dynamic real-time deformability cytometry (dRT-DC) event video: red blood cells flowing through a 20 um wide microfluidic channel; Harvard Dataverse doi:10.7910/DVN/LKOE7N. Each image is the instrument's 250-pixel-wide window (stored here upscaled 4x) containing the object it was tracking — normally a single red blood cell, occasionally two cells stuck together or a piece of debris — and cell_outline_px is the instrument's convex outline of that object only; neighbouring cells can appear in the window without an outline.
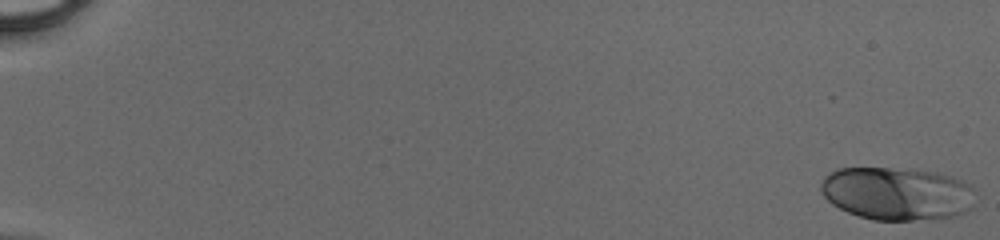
{"species": "human", "species_latin": "Homo sapiens", "temperature_condition": "cold", "stored_images_in_passage": 50, "camera_frame_rate_fps": 3000, "um_per_image_px": 0.085, "donor": {"sex": "male"}, "frame": {"image": 1, "passage_image": 1, "time_ms": 0.0, "image_size_px": [1000, 240], "cell_outline_px": [[976, 192], [972, 208], [964, 212], [952, 216], [912, 220], [872, 220], [848, 212], [832, 204], [820, 192], [820, 184], [824, 176], [828, 172], [836, 168], [888, 168], [936, 172], [952, 176], [964, 180], [972, 184]], "centroid_in_image_um": [76.25, 16.44], "position_along_channel_um": 8.7, "area_um2": 48.09}}
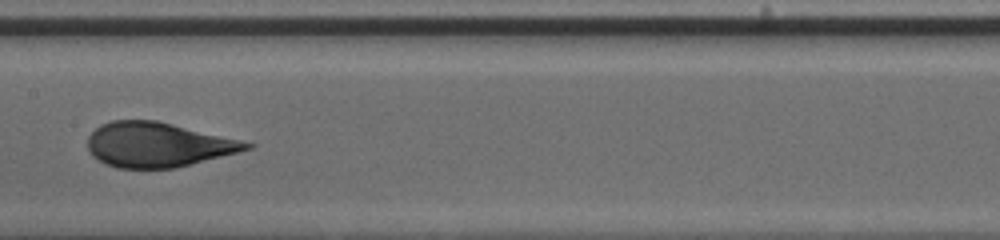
{"frame": {"image": 2, "passage_image": 28, "time_ms": 9.0, "image_size_px": [1000, 240], "cell_outline_px": [[256, 144], [252, 148], [176, 168], [120, 168], [104, 164], [92, 156], [88, 148], [88, 136], [100, 124], [112, 120], [156, 120], [244, 140]], "centroid_in_image_um": [13.41, 12.29], "position_along_channel_um": 194.0, "area_um2": 41.44}}
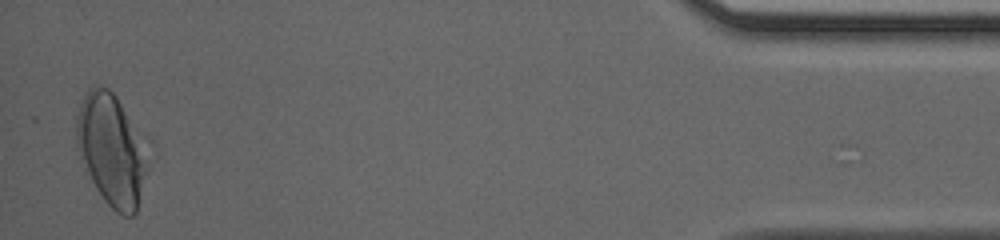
{"frame": {"image": 3, "passage_image": 49, "time_ms": 16.0, "image_size_px": [1000, 240], "cell_outline_px": [[156, 144], [136, 212], [132, 216], [124, 216], [116, 212], [104, 200], [96, 188], [76, 148], [76, 120], [80, 104], [88, 88], [96, 84], [100, 84], [108, 88], [116, 96]], "centroid_in_image_um": [9.63, 12.67], "position_along_channel_um": 425.6, "area_um2": 48.96}}